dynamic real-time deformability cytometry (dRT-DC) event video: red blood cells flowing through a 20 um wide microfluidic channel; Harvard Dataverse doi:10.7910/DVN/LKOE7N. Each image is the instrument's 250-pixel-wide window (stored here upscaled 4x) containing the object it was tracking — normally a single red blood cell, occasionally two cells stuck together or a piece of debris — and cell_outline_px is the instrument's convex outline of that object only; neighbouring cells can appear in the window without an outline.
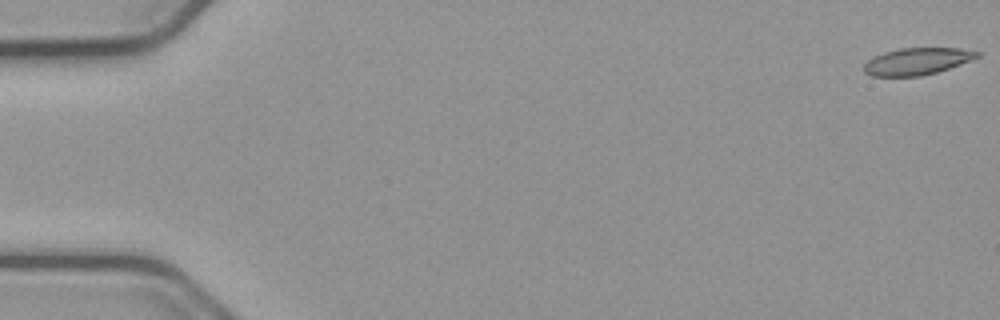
{"species": "common noctule bat (a hibernating species)", "species_latin": "Nyctalus noctula", "temperature_condition": "cold", "stored_images_in_passage": 55, "camera_frame_rate_fps": 3000, "um_per_image_px": 0.085, "animal": {"sex": "male", "body_mass_g": 23.1, "forearm_length_mm": 52.7}, "frame": {"image": 1, "passage_image": 1, "time_ms": 0.0, "image_size_px": [1000, 320], "cell_outline_px": [[980, 56], [972, 60], [936, 72], [920, 76], [872, 76], [864, 72], [864, 64], [872, 56], [884, 52], [900, 48], [960, 48], [980, 52]], "centroid_in_image_um": [77.93, 5.2], "position_along_channel_um": 7.1, "area_um2": 17.74}}
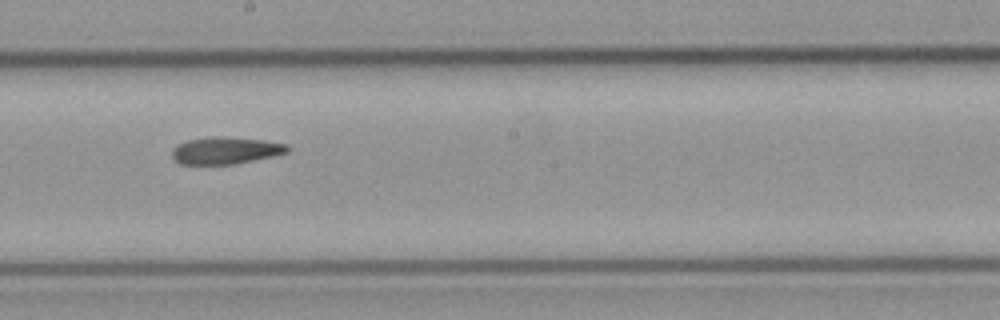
{"frame": {"image": 2, "passage_image": 31, "time_ms": 10.0, "image_size_px": [1000, 320], "cell_outline_px": [[292, 148], [288, 152], [272, 156], [232, 164], [180, 164], [172, 156], [172, 148], [188, 140], [208, 136], [220, 136], [264, 140], [288, 144]], "centroid_in_image_um": [19.2, 12.78], "position_along_channel_um": 229.0, "area_um2": 18.15}}
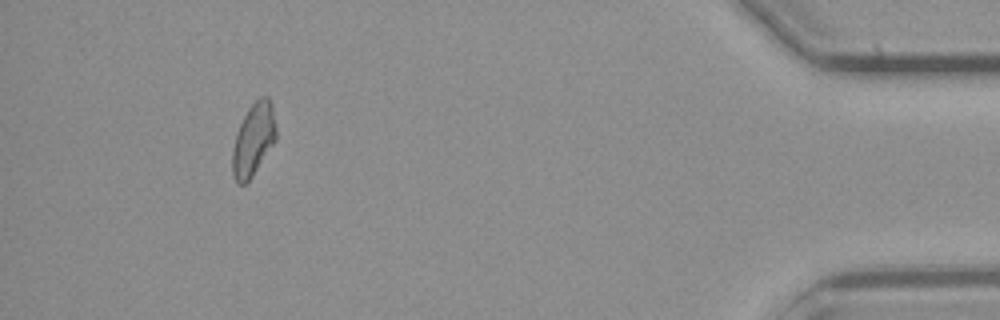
{"frame": {"image": 3, "passage_image": 51, "time_ms": 16.667, "image_size_px": [1000, 320], "cell_outline_px": [[276, 140], [252, 176], [244, 184], [236, 184], [232, 176], [232, 148], [236, 132], [248, 108], [260, 96], [268, 96], [272, 104], [276, 128]], "centroid_in_image_um": [21.53, 11.86], "position_along_channel_um": 413.7, "area_um2": 18.55}}